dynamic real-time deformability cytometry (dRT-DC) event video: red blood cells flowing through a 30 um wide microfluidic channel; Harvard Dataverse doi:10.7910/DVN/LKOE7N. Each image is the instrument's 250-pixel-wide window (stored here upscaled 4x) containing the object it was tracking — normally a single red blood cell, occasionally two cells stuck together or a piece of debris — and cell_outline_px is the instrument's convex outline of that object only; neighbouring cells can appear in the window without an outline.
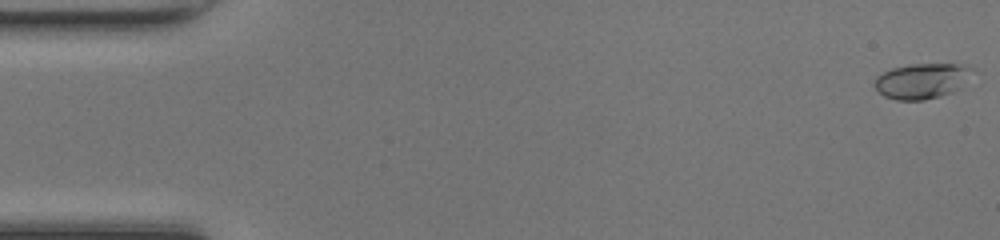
{"species": "common noctule bat (a hibernating species)", "species_latin": "Nyctalus noctula", "temperature_condition": "room temperature", "stored_images_in_passage": 49, "camera_frame_rate_fps": 3000, "um_per_image_px": 0.085, "animal": {"sex": "female", "body_mass_g": 17.0, "forearm_length_mm": 48.0}, "frame": {"image": 1, "passage_image": 2, "time_ms": 0.333, "image_size_px": [1000, 240], "cell_outline_px": [[972, 68], [956, 88], [952, 92], [940, 96], [924, 100], [896, 100], [884, 96], [872, 84], [876, 76], [892, 68], [912, 64], [956, 64]], "centroid_in_image_um": [78.22, 6.89], "position_along_channel_um": 6.8, "area_um2": 19.48}}
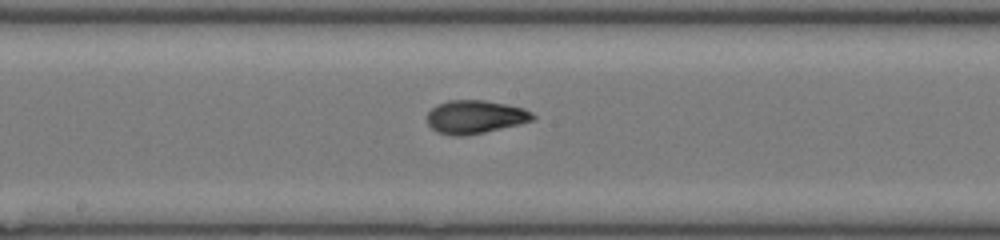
{"frame": {"image": 2, "passage_image": 27, "time_ms": 8.667, "image_size_px": [1000, 240], "cell_outline_px": [[536, 116], [532, 120], [520, 124], [484, 132], [464, 136], [456, 136], [436, 132], [428, 124], [428, 112], [436, 104], [448, 100], [484, 100], [524, 108], [532, 112]], "centroid_in_image_um": [40.38, 9.93], "position_along_channel_um": 207.8, "area_um2": 20.46}}
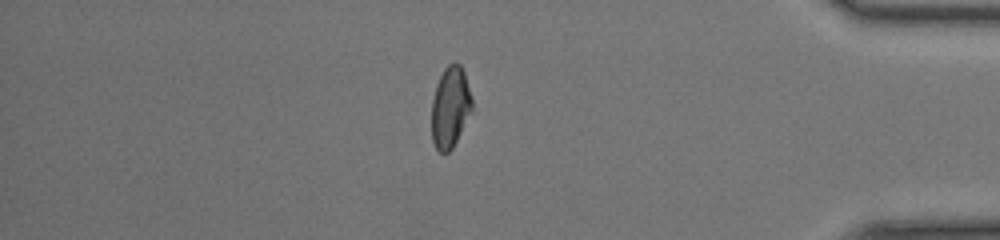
{"frame": {"image": 3, "passage_image": 43, "time_ms": 14.0, "image_size_px": [1000, 240], "cell_outline_px": [[472, 108], [452, 148], [448, 152], [440, 152], [436, 148], [432, 140], [432, 100], [436, 84], [444, 68], [448, 64], [456, 60], [460, 64], [464, 72], [472, 100]], "centroid_in_image_um": [38.25, 9.06], "position_along_channel_um": 396.9, "area_um2": 18.84}, "authors_computed_cell_mechanics": {"area_um2": 19.4208, "velocity_mm_per_s": 4.2553, "shape_relaxation_time_tau1_ms": 4.4252, "shape_relaxation_time_tau2_ms": 1.4371, "deformation_change_tau1": 0.1747, "deformation_change_tau2": 0.0622}}